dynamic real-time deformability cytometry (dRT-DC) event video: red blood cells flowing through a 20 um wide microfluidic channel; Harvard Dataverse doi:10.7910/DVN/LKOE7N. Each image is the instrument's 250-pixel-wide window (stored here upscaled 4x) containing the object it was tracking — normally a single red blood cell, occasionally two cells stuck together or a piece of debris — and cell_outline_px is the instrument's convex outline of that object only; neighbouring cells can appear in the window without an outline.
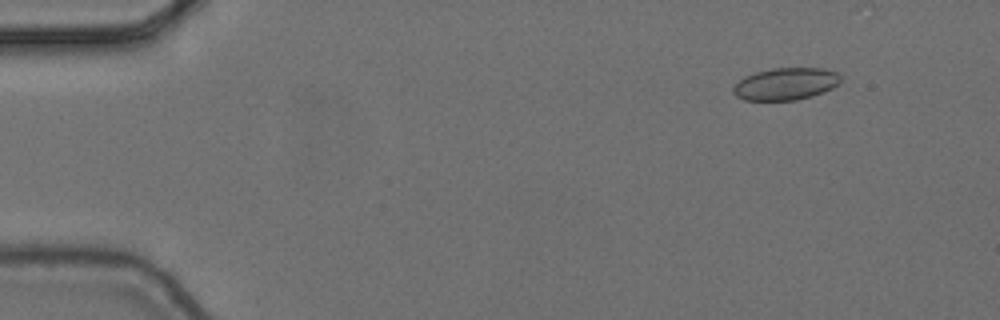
{"species": "common noctule bat (a hibernating species)", "species_latin": "Nyctalus noctula", "temperature_condition": "cold", "stored_images_in_passage": 7, "segment_of_instrument_passage": [1, 2], "camera_frame_rate_fps": 3000, "um_per_image_px": 0.085, "animal": {"sex": "female", "body_mass_g": 24.6, "forearm_length_mm": 56.2}, "frame": {"image": 1, "passage_image": 2, "time_ms": 0.333, "image_size_px": [1000, 320], "cell_outline_px": [[840, 84], [824, 92], [812, 96], [796, 100], [744, 100], [736, 96], [732, 92], [732, 88], [744, 76], [756, 72], [772, 68], [824, 68], [836, 72], [840, 76]], "centroid_in_image_um": [66.79, 7.13], "position_along_channel_um": 18.2, "area_um2": 20.23}}